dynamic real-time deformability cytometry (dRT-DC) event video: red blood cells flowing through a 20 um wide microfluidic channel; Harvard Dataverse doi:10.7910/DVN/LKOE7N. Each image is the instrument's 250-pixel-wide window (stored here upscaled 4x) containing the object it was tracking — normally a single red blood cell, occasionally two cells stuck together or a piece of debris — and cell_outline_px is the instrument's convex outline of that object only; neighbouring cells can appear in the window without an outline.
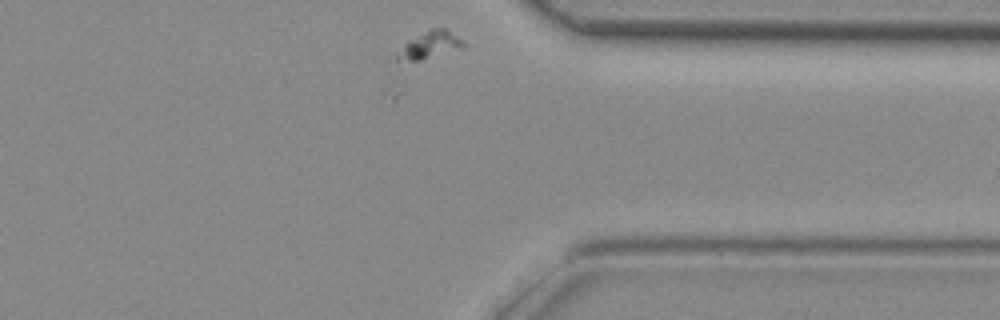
{"species": "common noctule bat (a hibernating species)", "species_latin": "Nyctalus noctula", "temperature_condition": "room temperature", "stored_images_in_passage": 22, "segment_of_instrument_passage": [2, 2], "camera_frame_rate_fps": 3000, "um_per_image_px": 0.085, "animal": {"sex": "female", "body_mass_g": 29.2, "forearm_length_mm": 56.3}, "frame": {"image": 1, "passage_image": 22, "time_ms": 7.0, "image_size_px": [1000, 320], "cell_outline_px": [[468, 44], [464, 48], [420, 60], [396, 60], [396, 56], [404, 44], [408, 40], [432, 28], [444, 28], [464, 40]], "centroid_in_image_um": [36.6, 3.82], "position_along_channel_um": 374.8, "area_um2": 10.35}}